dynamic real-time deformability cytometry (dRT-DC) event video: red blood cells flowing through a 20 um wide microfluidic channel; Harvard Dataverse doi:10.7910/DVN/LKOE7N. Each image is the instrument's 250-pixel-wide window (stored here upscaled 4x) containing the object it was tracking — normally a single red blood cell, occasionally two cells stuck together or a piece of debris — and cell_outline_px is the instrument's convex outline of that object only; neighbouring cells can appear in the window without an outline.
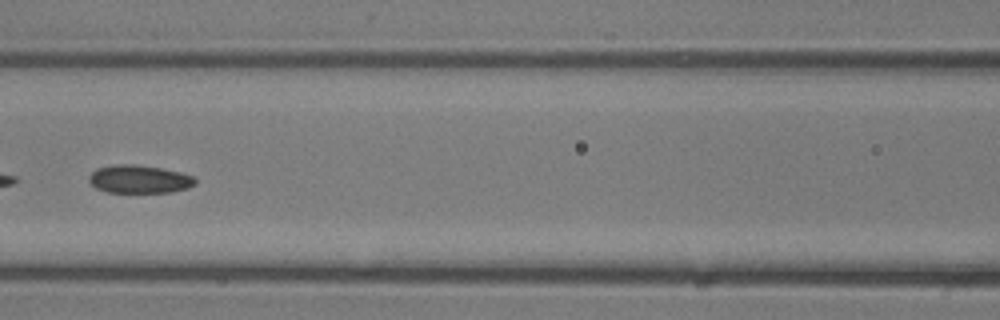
{"species": "common noctule bat (a hibernating species)", "species_latin": "Nyctalus noctula", "temperature_condition": "room temperature", "stored_images_in_passage": 36, "camera_frame_rate_fps": 3000, "um_per_image_px": 0.085, "animal": {"sex": "male", "body_mass_g": 13.3}, "frame": {"image": 1, "passage_image": 16, "time_ms": 5.0, "image_size_px": [1000, 320], "cell_outline_px": [[196, 184], [188, 188], [172, 192], [108, 192], [96, 188], [88, 180], [88, 176], [96, 168], [116, 164], [132, 164], [160, 168], [180, 172], [192, 176], [196, 180]], "centroid_in_image_um": [11.83, 15.23], "position_along_channel_um": 154.8, "area_um2": 17.34}}